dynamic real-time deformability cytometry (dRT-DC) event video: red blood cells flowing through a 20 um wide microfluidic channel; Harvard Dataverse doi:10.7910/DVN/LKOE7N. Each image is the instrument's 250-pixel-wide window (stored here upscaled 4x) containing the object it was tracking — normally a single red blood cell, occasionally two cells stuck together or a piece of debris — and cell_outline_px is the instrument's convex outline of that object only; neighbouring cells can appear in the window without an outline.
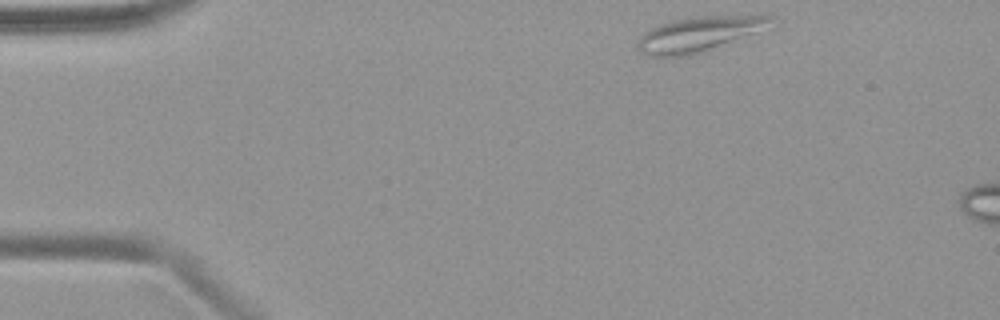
{"species": "common noctule bat (a hibernating species)", "species_latin": "Nyctalus noctula", "temperature_condition": "warm", "stored_images_in_passage": 5, "camera_frame_rate_fps": 3000, "um_per_image_px": 0.085, "animal": {"sex": "female", "body_mass_g": 19.9}, "frame": {"image": 1, "passage_image": 1, "time_ms": 0.0, "image_size_px": [1000, 320], "cell_outline_px": [[776, 20], [756, 32], [704, 52], [688, 56], [652, 56], [640, 52], [640, 36], [644, 32], [660, 24], [676, 20], [696, 16], [756, 12], [772, 16]], "centroid_in_image_um": [59.54, 2.84], "position_along_channel_um": 25.5, "area_um2": 27.46}}